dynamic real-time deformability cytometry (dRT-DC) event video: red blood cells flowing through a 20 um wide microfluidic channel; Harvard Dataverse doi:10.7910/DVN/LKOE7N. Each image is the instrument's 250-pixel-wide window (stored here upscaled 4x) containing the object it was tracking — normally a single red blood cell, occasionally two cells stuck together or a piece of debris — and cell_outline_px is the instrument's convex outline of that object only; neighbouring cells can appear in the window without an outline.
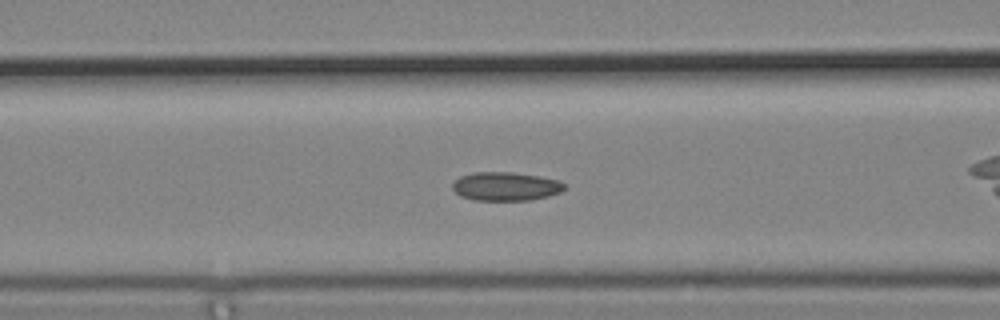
{"species": "common noctule bat (a hibernating species)", "species_latin": "Nyctalus noctula", "temperature_condition": "cold", "stored_images_in_passage": 37, "camera_frame_rate_fps": 3000, "um_per_image_px": 0.085, "animal": {"sex": "male", "body_mass_g": 19.2, "forearm_length_mm": 51.8}, "frame": {"image": 1, "passage_image": 9, "time_ms": 2.667, "image_size_px": [1000, 320], "cell_outline_px": [[568, 188], [560, 192], [548, 196], [532, 200], [476, 200], [460, 196], [452, 188], [452, 184], [460, 176], [472, 172], [512, 172], [540, 176], [556, 180], [564, 184]], "centroid_in_image_um": [42.99, 15.84], "position_along_channel_um": 123.6, "area_um2": 18.73}}
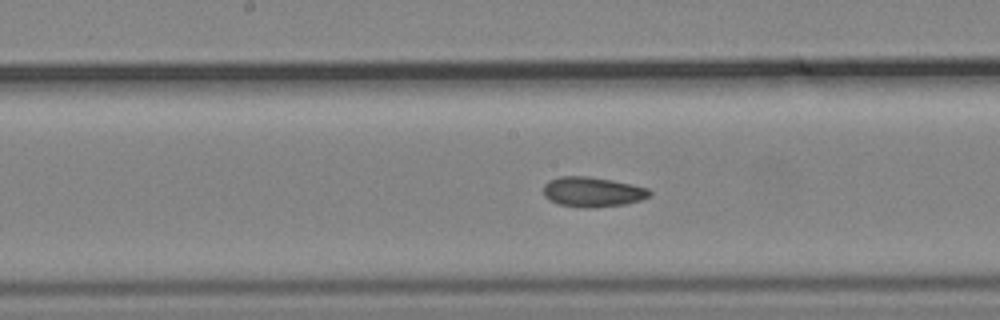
{"frame": {"image": 2, "passage_image": 15, "time_ms": 4.667, "image_size_px": [1000, 320], "cell_outline_px": [[652, 192], [648, 196], [640, 200], [624, 204], [592, 208], [584, 208], [560, 204], [544, 196], [544, 184], [548, 180], [560, 176], [588, 176], [612, 180], [632, 184], [648, 188]], "centroid_in_image_um": [50.36, 16.3], "position_along_channel_um": 197.8, "area_um2": 18.44}}
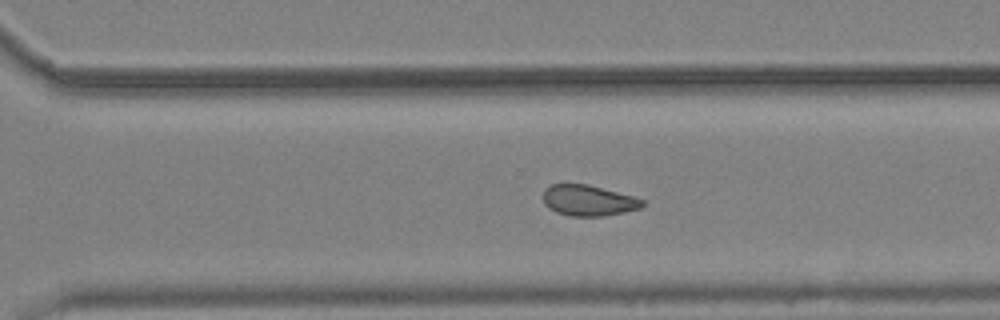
{"frame": {"image": 3, "passage_image": 25, "time_ms": 8.0, "image_size_px": [1000, 320], "cell_outline_px": [[644, 204], [640, 208], [624, 212], [604, 216], [568, 216], [556, 212], [548, 208], [544, 204], [544, 188], [552, 184], [588, 184], [632, 196], [644, 200]], "centroid_in_image_um": [49.98, 17.04], "position_along_channel_um": 320.6, "area_um2": 17.8}, "authors_computed_cell_mechanics": {"area_um2": 18.7272, "velocity_mm_per_s": 3.7043, "shape_relaxation_time_tau1_ms": 4.3063, "shape_relaxation_time_tau2_ms": 2.9806, "deformation_change_tau1": 0.116, "deformation_change_tau2": 0.0872}}